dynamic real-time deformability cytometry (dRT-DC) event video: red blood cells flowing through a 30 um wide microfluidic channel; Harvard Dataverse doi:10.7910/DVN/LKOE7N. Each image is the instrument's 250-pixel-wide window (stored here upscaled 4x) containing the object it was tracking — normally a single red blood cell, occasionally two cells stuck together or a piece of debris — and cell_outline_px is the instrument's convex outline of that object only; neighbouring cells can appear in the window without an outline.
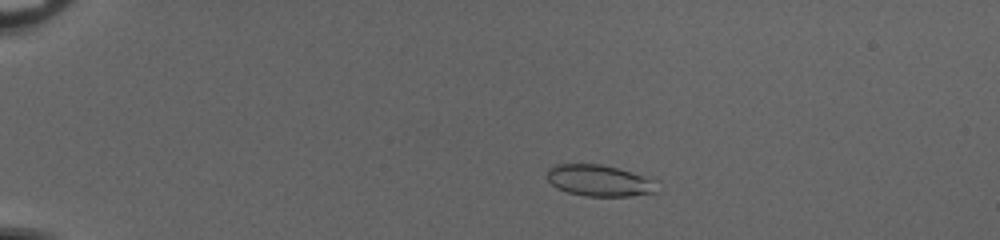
{"species": "common noctule bat (a hibernating species)", "species_latin": "Nyctalus noctula", "temperature_condition": "cold", "stored_images_in_passage": 52, "camera_frame_rate_fps": 3000, "um_per_image_px": 0.085, "animal": {"sex": "female", "body_mass_g": 20.0, "forearm_length_mm": 54.0}, "frame": {"image": 1, "passage_image": 11, "time_ms": 3.333, "image_size_px": [1000, 240], "cell_outline_px": [[656, 192], [628, 196], [584, 196], [568, 192], [556, 188], [548, 180], [548, 168], [556, 164], [600, 164], [616, 168], [656, 180]], "centroid_in_image_um": [50.91, 15.35], "position_along_channel_um": 34.1, "area_um2": 19.88}}
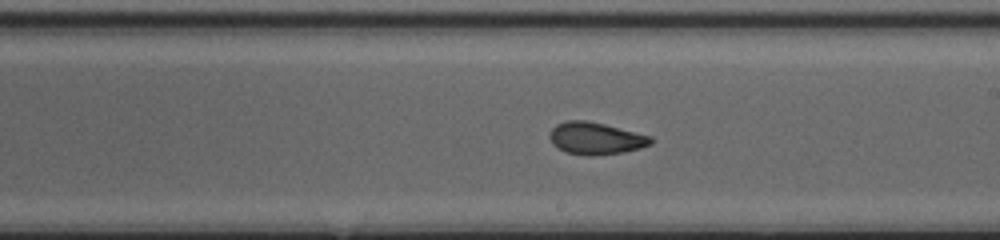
{"frame": {"image": 2, "passage_image": 32, "time_ms": 10.333, "image_size_px": [1000, 240], "cell_outline_px": [[652, 144], [640, 148], [624, 152], [596, 156], [588, 156], [564, 152], [552, 144], [548, 136], [552, 128], [556, 124], [568, 120], [588, 120], [652, 136]], "centroid_in_image_um": [50.61, 11.77], "position_along_channel_um": 238.4, "area_um2": 19.19}}
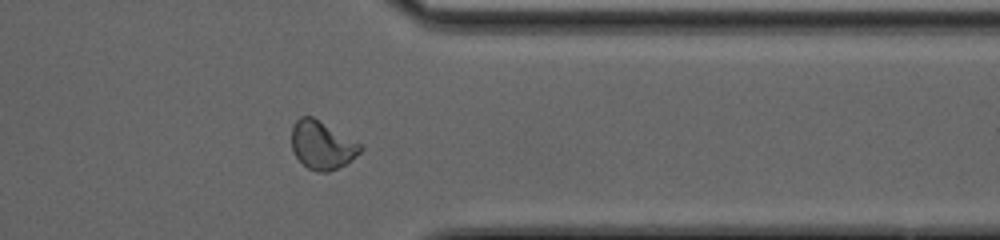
{"frame": {"image": 3, "passage_image": 43, "time_ms": 14.0, "image_size_px": [1000, 240], "cell_outline_px": [[364, 148], [356, 156], [344, 164], [328, 172], [316, 172], [308, 168], [296, 156], [292, 148], [292, 124], [300, 116], [312, 116], [364, 144]], "centroid_in_image_um": [27.39, 12.31], "position_along_channel_um": 384.0, "area_um2": 19.42}, "authors_computed_cell_mechanics": {"area_um2": 19.652, "velocity_mm_per_s": 4.0538, "shape_relaxation_time_tau1_ms": null, "shape_relaxation_time_tau2_ms": 1.0094, "deformation_change_tau1": null, "deformation_change_tau2": 0.0633}}